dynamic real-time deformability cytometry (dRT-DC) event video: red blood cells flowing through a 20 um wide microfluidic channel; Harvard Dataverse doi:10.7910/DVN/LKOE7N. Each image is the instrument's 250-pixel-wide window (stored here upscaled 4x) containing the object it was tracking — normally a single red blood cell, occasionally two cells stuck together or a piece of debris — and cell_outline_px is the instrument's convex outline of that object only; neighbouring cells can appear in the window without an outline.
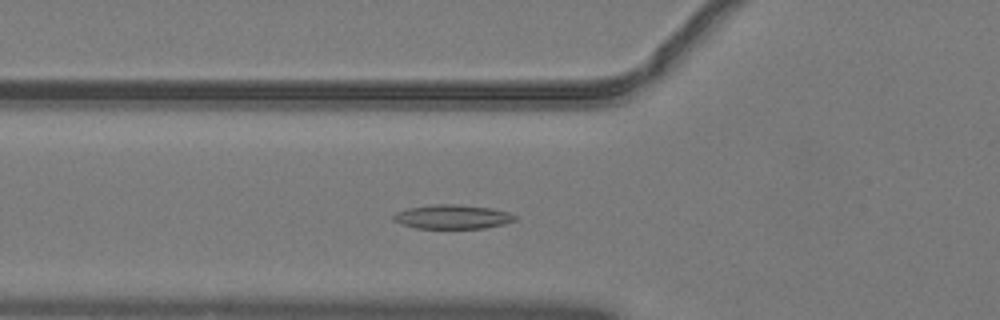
{"species": "common noctule bat (a hibernating species)", "species_latin": "Nyctalus noctula", "temperature_condition": "warm", "stored_images_in_passage": 45, "camera_frame_rate_fps": 3000, "um_per_image_px": 0.085, "animal": {"sex": "male", "body_mass_g": 19.2, "forearm_length_mm": 51.8}, "frame": {"image": 1, "passage_image": 13, "time_ms": 4.0, "image_size_px": [1000, 320], "cell_outline_px": [[516, 220], [504, 224], [484, 228], [416, 228], [400, 224], [392, 220], [392, 216], [396, 212], [408, 208], [432, 204], [460, 204], [492, 208], [508, 212], [516, 216]], "centroid_in_image_um": [38.44, 18.42], "position_along_channel_um": 87.4, "area_um2": 17.22}}
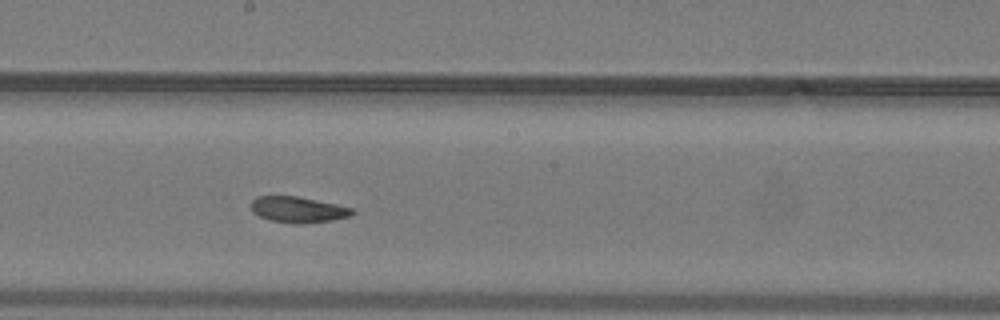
{"frame": {"image": 2, "passage_image": 23, "time_ms": 7.333, "image_size_px": [1000, 320], "cell_outline_px": [[356, 212], [348, 216], [332, 220], [304, 224], [296, 224], [272, 220], [260, 216], [252, 212], [252, 200], [256, 196], [296, 196], [356, 208]], "centroid_in_image_um": [25.37, 17.81], "position_along_channel_um": 222.8, "area_um2": 15.26}}
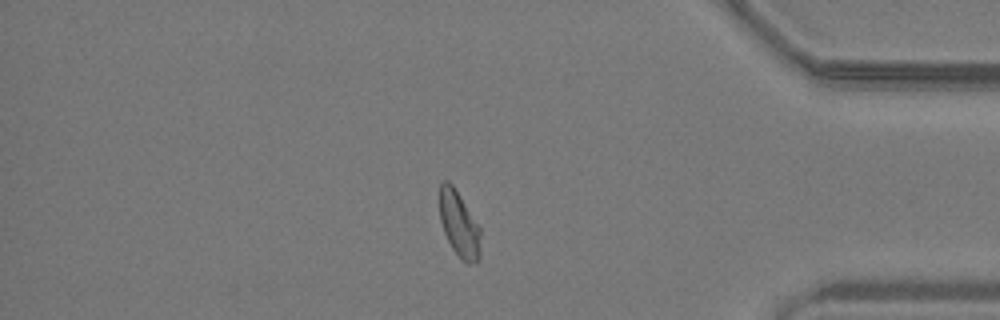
{"frame": {"image": 3, "passage_image": 38, "time_ms": 12.333, "image_size_px": [1000, 320], "cell_outline_px": [[480, 256], [476, 264], [468, 264], [452, 248], [444, 232], [440, 220], [440, 180], [448, 180], [452, 184], [480, 228]], "centroid_in_image_um": [39.02, 19.06], "position_along_channel_um": 396.2, "area_um2": 15.43}, "authors_computed_cell_mechanics": {"area_um2": 16.1262, "velocity_mm_per_s": 4.0456, "shape_relaxation_time_tau1_ms": 3.7307, "shape_relaxation_time_tau2_ms": 4.3344, "deformation_change_tau1": 0.1067, "deformation_change_tau2": 0.0943}}